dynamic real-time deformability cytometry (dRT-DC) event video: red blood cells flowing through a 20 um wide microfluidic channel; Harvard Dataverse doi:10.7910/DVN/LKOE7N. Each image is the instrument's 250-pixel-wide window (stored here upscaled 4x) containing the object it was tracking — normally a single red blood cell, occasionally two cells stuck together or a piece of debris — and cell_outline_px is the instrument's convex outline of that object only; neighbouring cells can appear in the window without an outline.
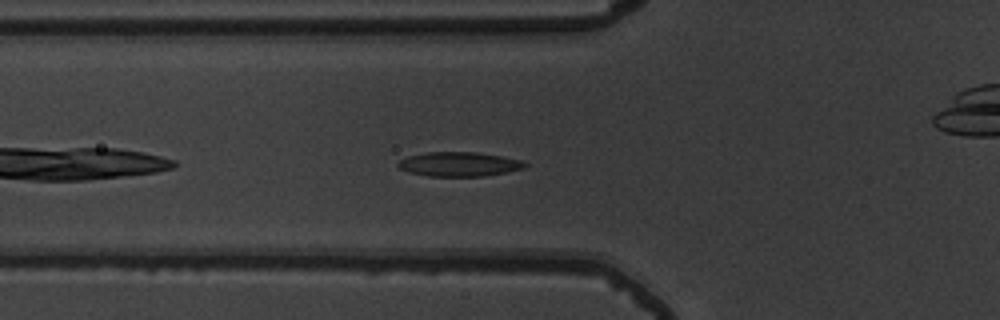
{"species": "common noctule bat (a hibernating species)", "species_latin": "Nyctalus noctula", "temperature_condition": "warm", "stored_images_in_passage": 39, "camera_frame_rate_fps": 3000, "um_per_image_px": 0.085, "animal": {"sex": "male", "body_mass_g": 19.5, "forearm_length_mm": 54.6}, "frame": {"image": 1, "passage_image": 4, "time_ms": 1.0, "image_size_px": [1000, 320], "cell_outline_px": [[528, 164], [524, 168], [508, 172], [484, 176], [428, 176], [408, 172], [400, 168], [396, 164], [400, 160], [408, 156], [428, 152], [476, 152], [500, 156], [520, 160]], "centroid_in_image_um": [39.01, 13.96], "position_along_channel_um": 86.8, "area_um2": 17.92}}
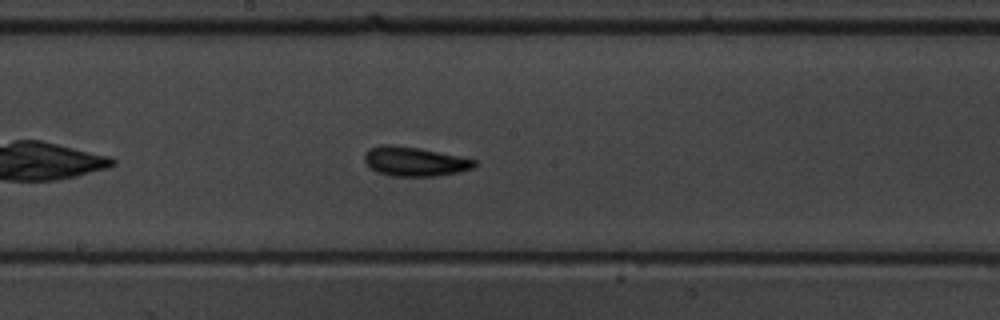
{"frame": {"image": 2, "passage_image": 14, "time_ms": 4.333, "image_size_px": [1000, 320], "cell_outline_px": [[476, 164], [472, 168], [456, 172], [436, 176], [392, 176], [380, 172], [372, 168], [364, 160], [364, 156], [368, 148], [380, 144], [392, 144], [420, 148], [476, 160]], "centroid_in_image_um": [35.2, 13.71], "position_along_channel_um": 213.0, "area_um2": 18.55}}
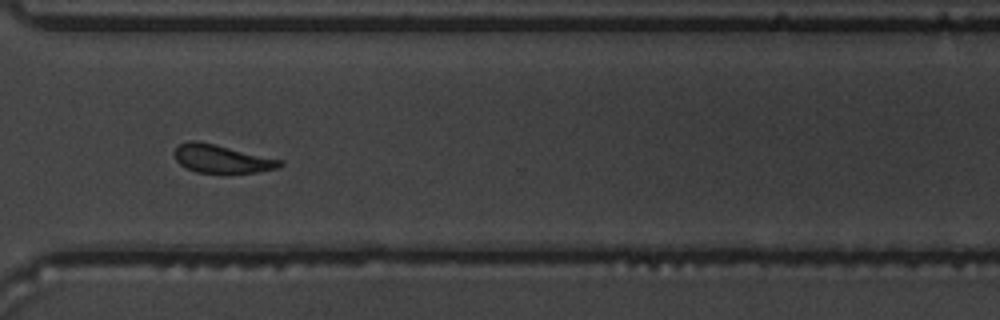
{"frame": {"image": 3, "passage_image": 25, "time_ms": 8.0, "image_size_px": [1000, 320], "cell_outline_px": [[284, 164], [280, 168], [256, 172], [196, 172], [180, 164], [176, 160], [172, 152], [180, 144], [188, 140], [196, 140], [216, 144], [284, 160]], "centroid_in_image_um": [18.87, 13.48], "position_along_channel_um": 351.7, "area_um2": 17.4}, "authors_computed_cell_mechanics": {"area_um2": 17.918, "velocity_mm_per_s": 3.7798, "shape_relaxation_time_tau1_ms": 1.8025, "shape_relaxation_time_tau2_ms": 4.8532, "deformation_change_tau1": 0.0772, "deformation_change_tau2": 0.1344}}